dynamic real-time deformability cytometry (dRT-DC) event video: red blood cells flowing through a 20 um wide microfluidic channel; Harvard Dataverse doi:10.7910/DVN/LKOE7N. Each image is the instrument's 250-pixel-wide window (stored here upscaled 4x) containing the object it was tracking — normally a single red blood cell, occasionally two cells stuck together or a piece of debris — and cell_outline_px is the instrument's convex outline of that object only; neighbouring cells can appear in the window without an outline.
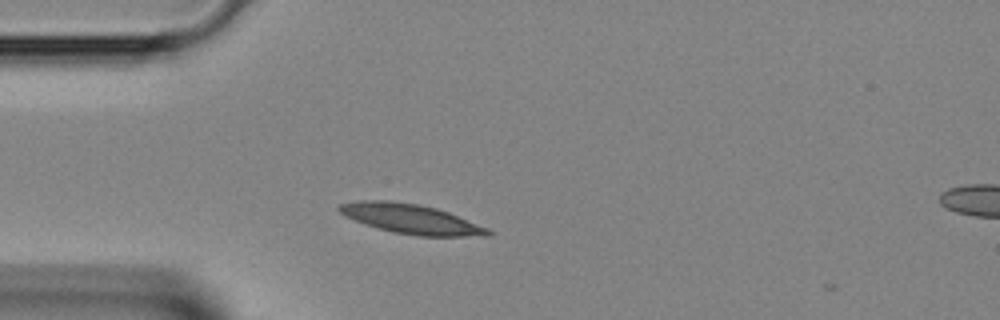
{"species": "Egyptian fruit bat (a non-hibernating species)", "species_latin": "Rousettus aegyptiacus", "temperature_condition": "room temperature", "stored_images_in_passage": 2, "camera_frame_rate_fps": 3000, "um_per_image_px": 0.085, "animal": {"sex": "female"}, "frame": {"image": 1, "passage_image": 1, "time_ms": 0.0, "image_size_px": [1000, 320], "cell_outline_px": [[496, 232], [488, 236], [416, 236], [392, 232], [356, 220], [340, 212], [336, 208], [340, 204], [360, 200], [388, 200], [420, 204], [436, 208], [448, 212], [488, 228]], "centroid_in_image_um": [34.99, 18.61], "position_along_channel_um": 50.0, "area_um2": 25.49}}